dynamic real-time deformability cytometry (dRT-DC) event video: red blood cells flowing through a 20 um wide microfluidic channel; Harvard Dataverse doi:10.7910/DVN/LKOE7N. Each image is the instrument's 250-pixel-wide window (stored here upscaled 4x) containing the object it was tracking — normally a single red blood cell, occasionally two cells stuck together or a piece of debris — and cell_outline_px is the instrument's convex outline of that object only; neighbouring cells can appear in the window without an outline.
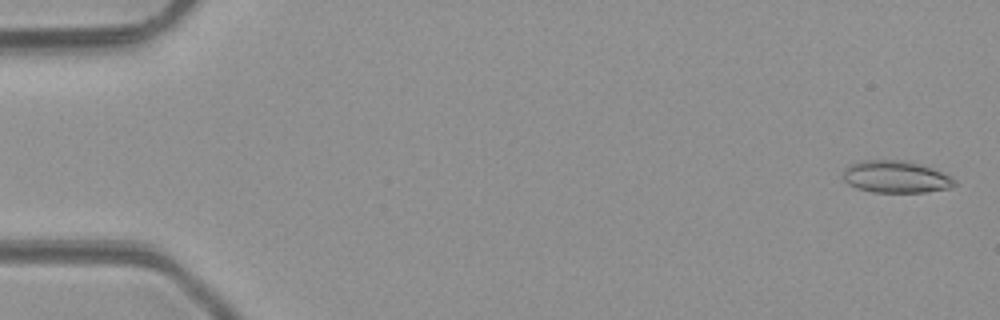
{"species": "common noctule bat (a hibernating species)", "species_latin": "Nyctalus noctula", "temperature_condition": "room temperature", "stored_images_in_passage": 7, "camera_frame_rate_fps": 3000, "um_per_image_px": 0.085, "animal": {"sex": "male", "body_mass_g": 23.1, "forearm_length_mm": 52.7}, "frame": {"image": 1, "passage_image": 1, "time_ms": 0.0, "image_size_px": [1000, 320], "cell_outline_px": [[956, 184], [948, 188], [924, 192], [872, 192], [856, 188], [848, 184], [840, 176], [844, 168], [848, 164], [860, 160], [908, 160], [932, 168], [952, 176], [956, 180]], "centroid_in_image_um": [76.09, 15.02], "position_along_channel_um": 8.9, "area_um2": 21.21}}
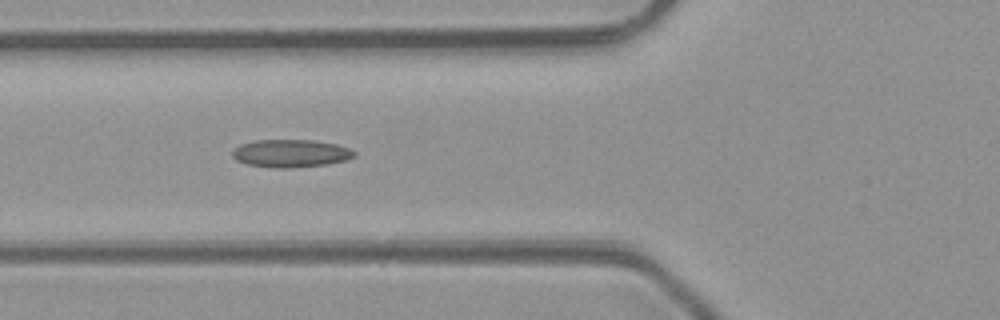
{"frame": {"image": 2, "passage_image": 6, "time_ms": 5.667, "image_size_px": [1000, 320], "cell_outline_px": [[356, 156], [344, 160], [328, 164], [288, 168], [272, 168], [248, 164], [236, 160], [232, 156], [232, 152], [240, 144], [256, 140], [312, 140], [336, 144], [348, 148], [356, 152]], "centroid_in_image_um": [24.71, 13.04], "position_along_channel_um": 101.1, "area_um2": 19.65}}
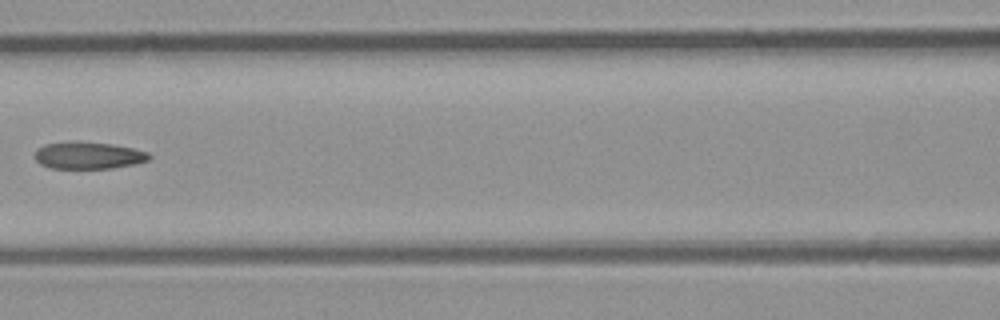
{"frame": {"image": 3, "passage_image": 7, "time_ms": 7.0, "image_size_px": [1000, 320], "cell_outline_px": [[152, 156], [148, 160], [136, 164], [112, 168], [52, 168], [40, 164], [36, 160], [36, 148], [44, 144], [72, 140], [112, 144], [132, 148], [148, 152]], "centroid_in_image_um": [7.5, 13.19], "position_along_channel_um": 159.1, "area_um2": 18.21}}